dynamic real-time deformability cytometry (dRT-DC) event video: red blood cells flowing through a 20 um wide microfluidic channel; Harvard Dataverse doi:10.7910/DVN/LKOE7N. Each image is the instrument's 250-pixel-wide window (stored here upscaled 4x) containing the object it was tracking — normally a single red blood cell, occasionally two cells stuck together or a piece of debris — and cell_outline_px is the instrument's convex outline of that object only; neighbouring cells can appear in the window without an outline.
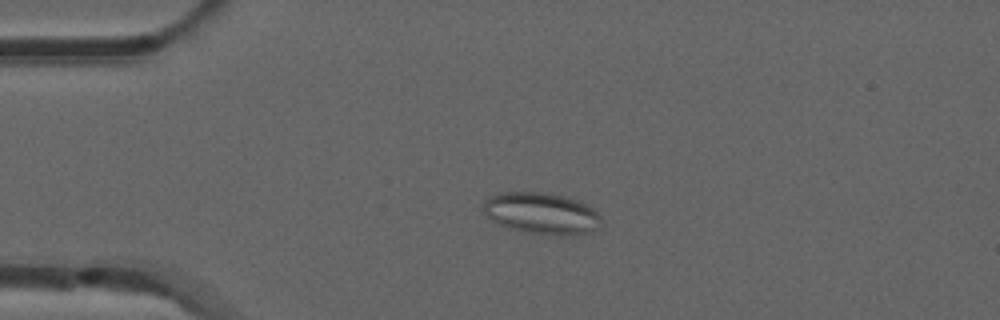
{"species": "common noctule bat (a hibernating species)", "species_latin": "Nyctalus noctula", "temperature_condition": "room temperature", "stored_images_in_passage": 45, "camera_frame_rate_fps": 3000, "um_per_image_px": 0.085, "animal": {"sex": "male", "forearm_length_mm": 52.5}, "frame": {"image": 1, "passage_image": 4, "time_ms": 1.0, "image_size_px": [1000, 320], "cell_outline_px": [[600, 224], [592, 232], [576, 236], [556, 236], [528, 232], [512, 228], [500, 224], [492, 220], [484, 212], [484, 200], [488, 196], [500, 192], [540, 192], [564, 196], [576, 200], [592, 208], [600, 216]], "centroid_in_image_um": [46.04, 18.14], "position_along_channel_um": 39.0, "area_um2": 28.5}}
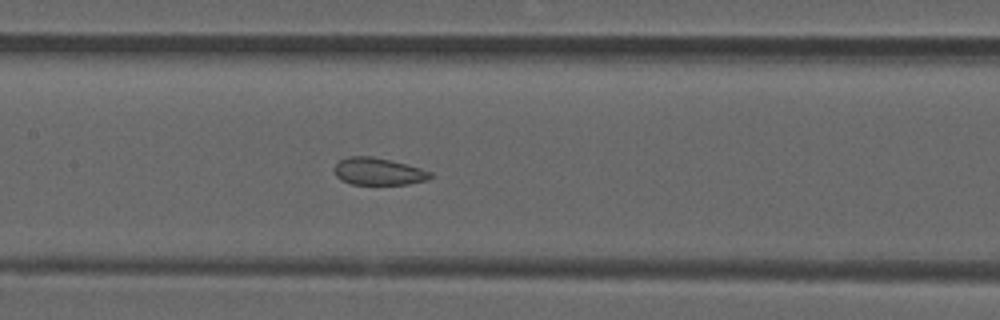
{"frame": {"image": 2, "passage_image": 17, "time_ms": 5.333, "image_size_px": [1000, 320], "cell_outline_px": [[432, 176], [428, 180], [408, 184], [352, 184], [340, 180], [336, 176], [336, 164], [340, 160], [348, 156], [372, 156], [420, 168], [432, 172]], "centroid_in_image_um": [32.16, 14.58], "position_along_channel_um": 175.2, "area_um2": 15.03}}
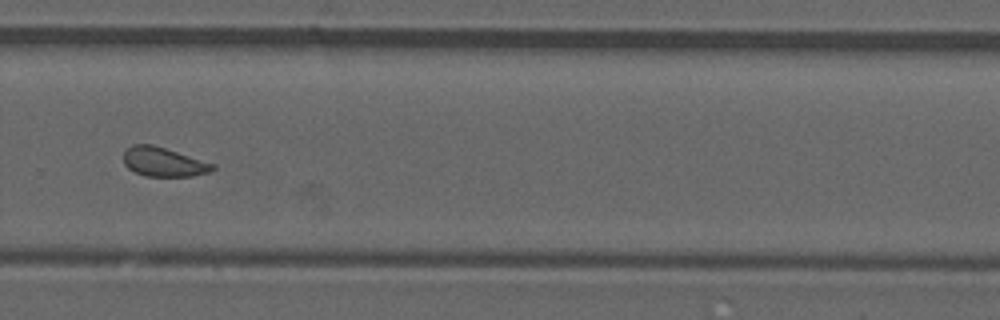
{"frame": {"image": 3, "passage_image": 28, "time_ms": 9.0, "image_size_px": [1000, 320], "cell_outline_px": [[216, 168], [208, 172], [192, 176], [144, 176], [128, 168], [124, 164], [124, 152], [132, 144], [152, 144], [216, 164]], "centroid_in_image_um": [13.91, 13.76], "position_along_channel_um": 315.9, "area_um2": 15.09}, "authors_computed_cell_mechanics": {"area_um2": 15.895, "velocity_mm_per_s": 3.8528, "shape_relaxation_time_tau1_ms": null, "shape_relaxation_time_tau2_ms": 1.3222, "deformation_change_tau1": null, "deformation_change_tau2": 0.0585}}